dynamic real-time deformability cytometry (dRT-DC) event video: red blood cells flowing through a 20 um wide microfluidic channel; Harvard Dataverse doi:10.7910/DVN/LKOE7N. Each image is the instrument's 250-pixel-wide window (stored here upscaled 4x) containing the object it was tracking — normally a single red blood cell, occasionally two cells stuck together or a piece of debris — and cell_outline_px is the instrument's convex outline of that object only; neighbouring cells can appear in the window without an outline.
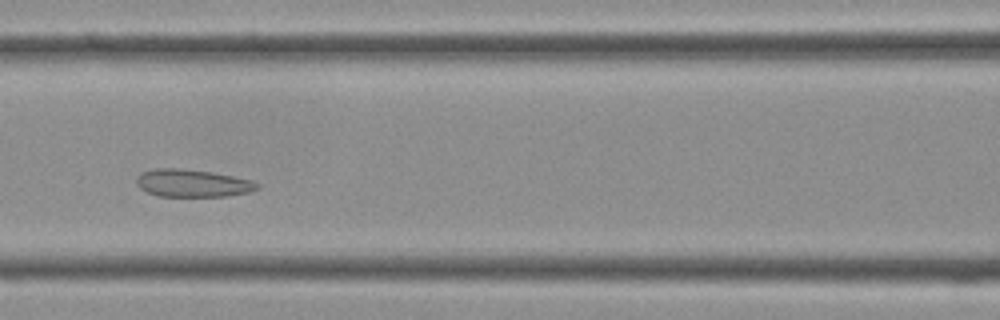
{"species": "Egyptian fruit bat (a non-hibernating species)", "species_latin": "Rousettus aegyptiacus", "temperature_condition": "cold", "stored_images_in_passage": 37, "camera_frame_rate_fps": 3000, "um_per_image_px": 0.085, "frame": {"image": 1, "passage_image": 14, "time_ms": 4.333, "image_size_px": [1000, 320], "cell_outline_px": [[260, 188], [248, 192], [228, 196], [160, 196], [148, 192], [140, 188], [136, 184], [136, 176], [140, 172], [152, 168], [180, 168], [212, 172], [252, 180], [260, 184]], "centroid_in_image_um": [16.34, 15.56], "position_along_channel_um": 150.3, "area_um2": 19.54}}
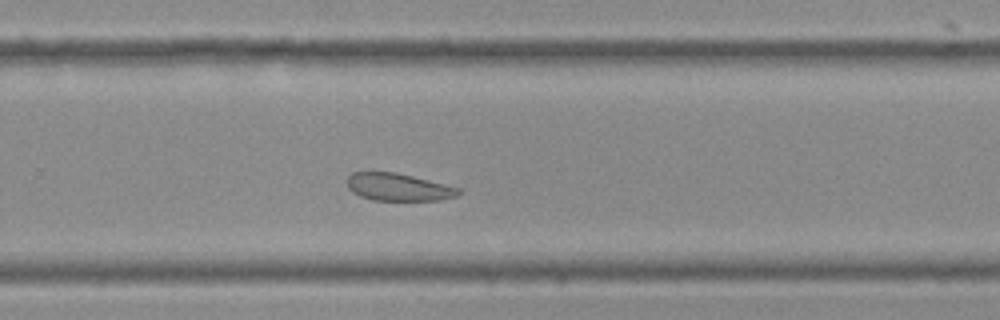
{"frame": {"image": 2, "passage_image": 23, "time_ms": 7.333, "image_size_px": [1000, 320], "cell_outline_px": [[460, 192], [456, 196], [440, 200], [372, 200], [360, 196], [352, 192], [348, 188], [348, 176], [352, 172], [396, 172], [460, 188]], "centroid_in_image_um": [33.83, 15.9], "position_along_channel_um": 296.0, "area_um2": 17.69}}
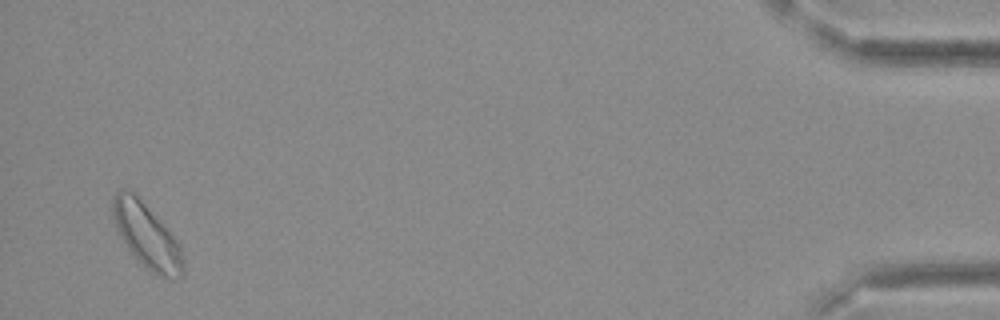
{"frame": {"image": 3, "passage_image": 36, "time_ms": 11.667, "image_size_px": [1000, 320], "cell_outline_px": [[184, 272], [176, 280], [168, 280], [152, 272], [136, 260], [120, 236], [116, 228], [112, 212], [112, 196], [120, 188], [128, 188], [136, 192], [180, 244], [184, 264]], "centroid_in_image_um": [12.46, 20.02], "position_along_channel_um": 422.7, "area_um2": 26.93}}